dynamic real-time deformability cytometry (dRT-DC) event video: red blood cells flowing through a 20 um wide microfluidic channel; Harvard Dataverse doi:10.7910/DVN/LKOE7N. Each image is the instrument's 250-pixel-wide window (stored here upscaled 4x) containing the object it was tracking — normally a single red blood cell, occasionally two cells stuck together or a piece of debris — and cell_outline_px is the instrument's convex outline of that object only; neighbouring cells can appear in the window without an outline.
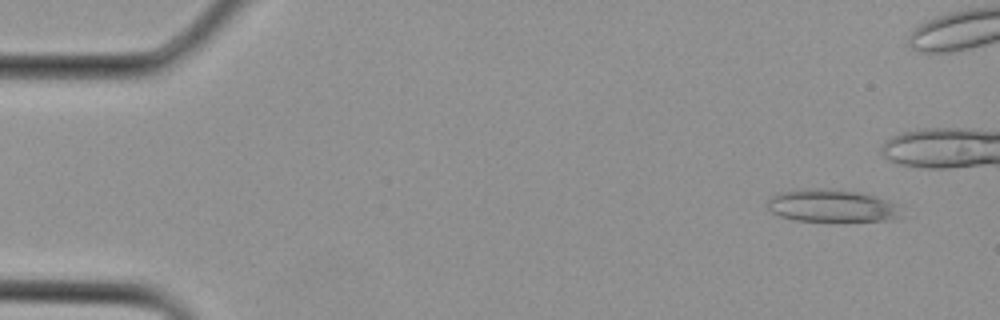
{"species": "Egyptian fruit bat (a non-hibernating species)", "species_latin": "Rousettus aegyptiacus", "temperature_condition": "cold", "stored_images_in_passage": 26, "camera_frame_rate_fps": 3000, "um_per_image_px": 0.085, "animal": {"sex": "female"}, "frame": {"image": 1, "passage_image": 3, "time_ms": 0.667, "image_size_px": [1000, 320], "cell_outline_px": [[896, 216], [884, 220], [796, 220], [780, 216], [772, 212], [768, 208], [768, 200], [772, 196], [780, 192], [800, 188], [816, 188], [856, 192], [872, 196], [896, 204]], "centroid_in_image_um": [70.54, 17.47], "position_along_channel_um": 14.5, "area_um2": 24.28}}
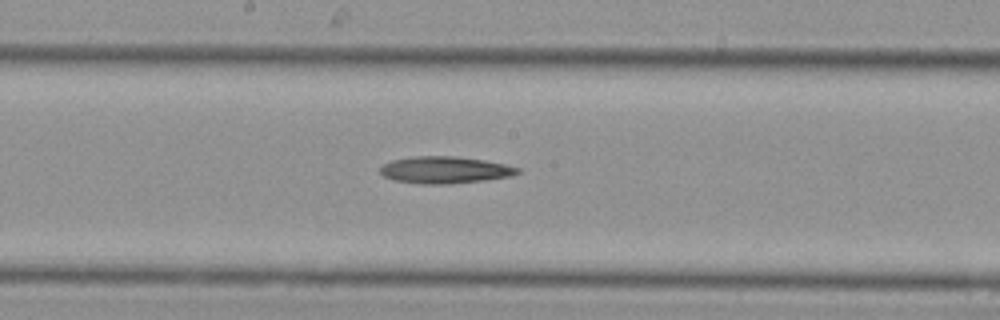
{"frame": {"image": 2, "passage_image": 17, "time_ms": 5.333, "image_size_px": [1000, 320], "cell_outline_px": [[520, 172], [512, 176], [484, 180], [448, 184], [420, 184], [396, 180], [384, 176], [380, 172], [380, 168], [384, 164], [392, 160], [412, 156], [452, 156], [484, 160], [504, 164], [520, 168]], "centroid_in_image_um": [37.82, 14.44], "position_along_channel_um": 210.4, "area_um2": 21.44}}
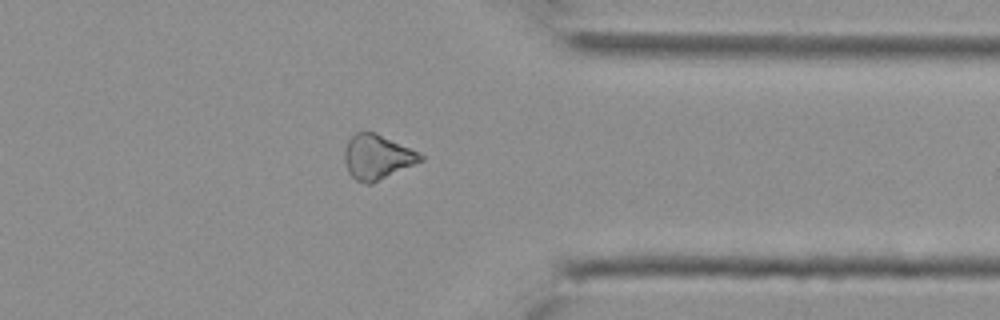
{"frame": {"image": 3, "passage_image": 25, "time_ms": 8.0, "image_size_px": [1000, 320], "cell_outline_px": [[424, 160], [372, 184], [368, 184], [356, 180], [348, 172], [344, 160], [344, 148], [348, 140], [356, 132], [372, 132], [408, 148], [424, 156]], "centroid_in_image_um": [32.02, 13.38], "position_along_channel_um": 379.4, "area_um2": 19.42}}